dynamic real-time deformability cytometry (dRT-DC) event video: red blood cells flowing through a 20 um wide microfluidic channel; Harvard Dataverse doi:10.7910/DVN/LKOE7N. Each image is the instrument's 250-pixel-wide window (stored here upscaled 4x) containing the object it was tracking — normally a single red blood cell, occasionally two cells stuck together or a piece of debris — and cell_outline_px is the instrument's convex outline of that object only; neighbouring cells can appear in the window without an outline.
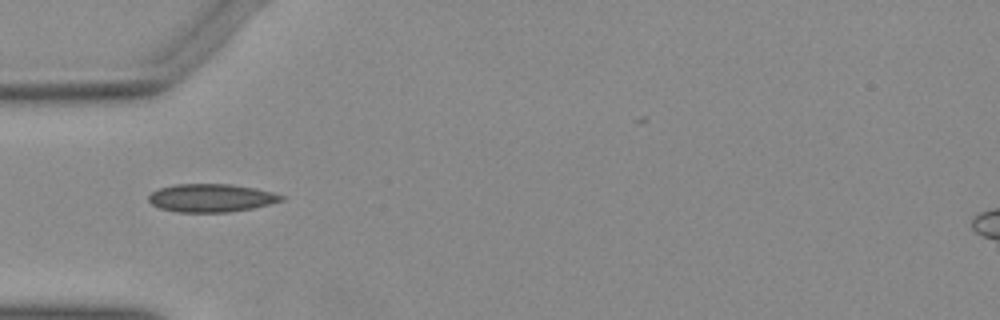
{"species": "Egyptian fruit bat (a non-hibernating species)", "species_latin": "Rousettus aegyptiacus", "temperature_condition": "warm", "stored_images_in_passage": 31, "camera_frame_rate_fps": 3000, "um_per_image_px": 0.085, "animal": {"sex": "female"}, "frame": {"image": 1, "passage_image": 1, "time_ms": 0.0, "image_size_px": [1000, 320], "cell_outline_px": [[284, 200], [252, 208], [228, 212], [176, 212], [160, 208], [152, 204], [148, 200], [148, 196], [152, 192], [160, 188], [176, 184], [232, 184], [256, 188], [272, 192], [284, 196]], "centroid_in_image_um": [17.94, 16.82], "position_along_channel_um": 67.1, "area_um2": 21.68}}
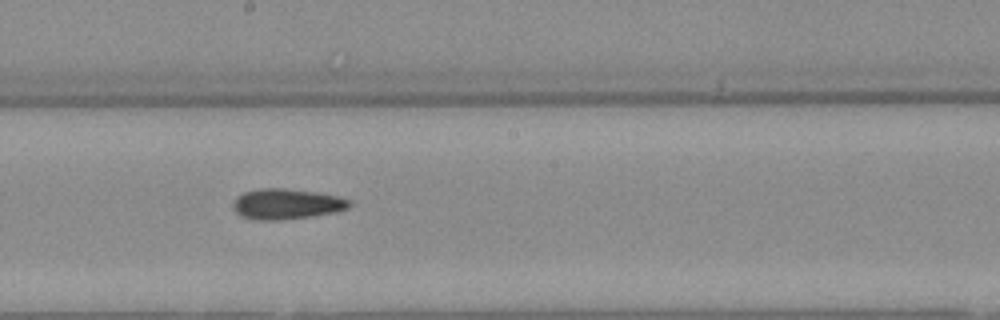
{"frame": {"image": 2, "passage_image": 13, "time_ms": 4.0, "image_size_px": [1000, 320], "cell_outline_px": [[352, 204], [348, 208], [336, 212], [312, 216], [276, 220], [256, 220], [240, 216], [236, 212], [232, 204], [236, 196], [244, 192], [260, 188], [284, 188], [316, 192], [336, 196], [352, 200]], "centroid_in_image_um": [24.35, 17.33], "position_along_channel_um": 223.9, "area_um2": 20.75}}
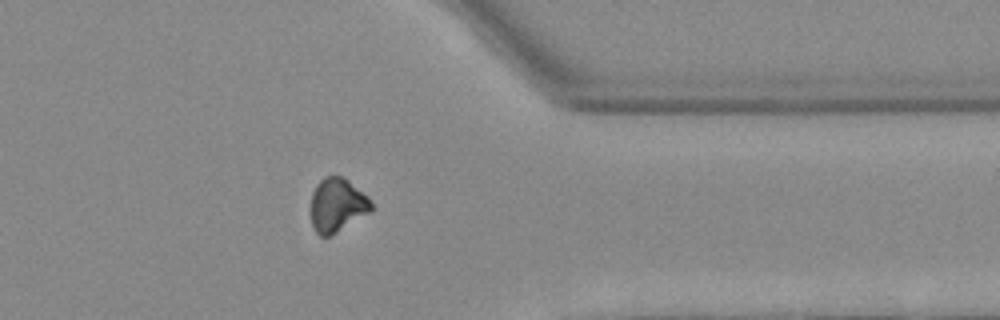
{"frame": {"image": 3, "passage_image": 26, "time_ms": 8.333, "image_size_px": [1000, 320], "cell_outline_px": [[372, 212], [336, 232], [328, 236], [320, 236], [316, 232], [312, 224], [312, 192], [316, 184], [324, 176], [340, 176], [348, 180], [368, 196], [372, 204]], "centroid_in_image_um": [28.68, 17.42], "position_along_channel_um": 382.7, "area_um2": 18.84}}